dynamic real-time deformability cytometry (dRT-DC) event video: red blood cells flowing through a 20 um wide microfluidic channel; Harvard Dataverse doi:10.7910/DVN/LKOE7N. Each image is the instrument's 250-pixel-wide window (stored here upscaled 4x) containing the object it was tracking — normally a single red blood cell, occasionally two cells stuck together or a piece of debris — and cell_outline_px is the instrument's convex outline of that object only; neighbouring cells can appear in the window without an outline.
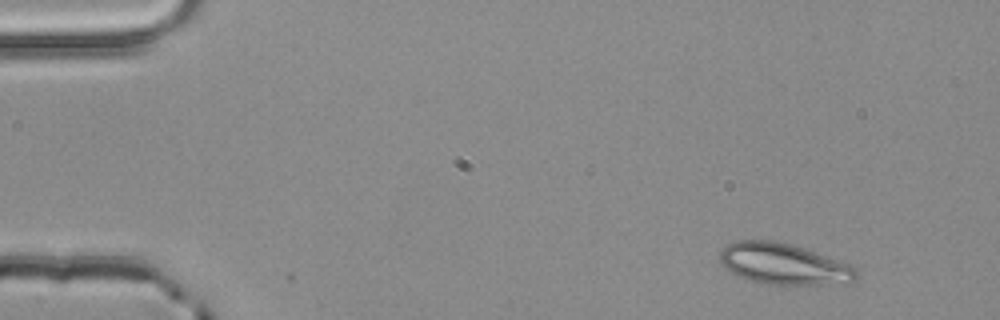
{"species": "common noctule bat (a hibernating species)", "species_latin": "Nyctalus noctula", "temperature_condition": "room temperature", "stored_images_in_passage": 4, "camera_frame_rate_fps": 3000, "um_per_image_px": 0.085, "animal": {"sex": "male", "body_mass_g": 20.4}, "frame": {"image": 1, "passage_image": 1, "time_ms": 0.0, "image_size_px": [1000, 320], "cell_outline_px": [[856, 276], [852, 280], [824, 284], [768, 284], [752, 280], [740, 276], [732, 272], [720, 264], [720, 252], [728, 244], [736, 240], [772, 240], [804, 248], [852, 264], [856, 268]], "centroid_in_image_um": [66.58, 22.41], "position_along_channel_um": 18.4, "area_um2": 32.14}}